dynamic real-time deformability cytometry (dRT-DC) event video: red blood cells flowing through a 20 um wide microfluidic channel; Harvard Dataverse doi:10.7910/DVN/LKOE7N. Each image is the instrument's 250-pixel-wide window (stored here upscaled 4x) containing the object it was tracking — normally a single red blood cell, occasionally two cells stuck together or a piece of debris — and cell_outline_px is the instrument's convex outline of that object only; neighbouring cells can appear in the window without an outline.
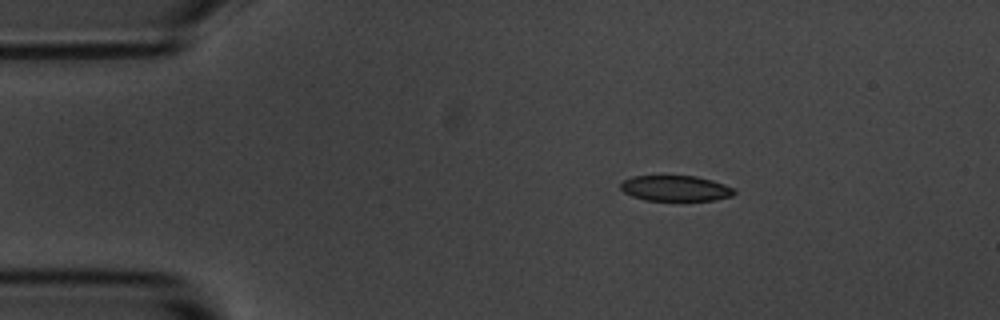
{"species": "common noctule bat (a hibernating species)", "species_latin": "Nyctalus noctula", "temperature_condition": "room temperature", "stored_images_in_passage": 5, "camera_frame_rate_fps": 3000, "um_per_image_px": 0.085, "animal": {"sex": "male", "body_mass_g": 20.1, "forearm_length_mm": 53.5}, "frame": {"image": 1, "passage_image": 2, "time_ms": 1.333, "image_size_px": [1000, 320], "cell_outline_px": [[736, 192], [732, 196], [716, 200], [644, 200], [632, 196], [624, 192], [620, 188], [620, 184], [624, 180], [632, 176], [696, 176], [712, 180], [724, 184], [732, 188]], "centroid_in_image_um": [57.41, 16.0], "position_along_channel_um": 27.6, "area_um2": 16.88}}
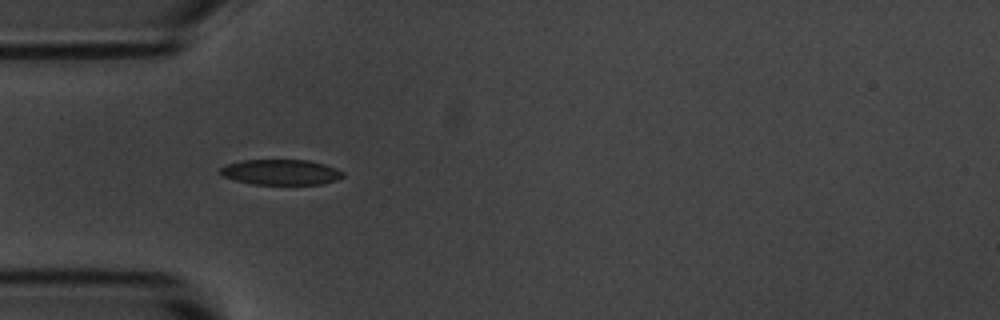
{"frame": {"image": 2, "passage_image": 4, "time_ms": 3.667, "image_size_px": [1000, 320], "cell_outline_px": [[344, 176], [336, 180], [320, 184], [252, 184], [236, 180], [224, 176], [220, 172], [220, 168], [228, 164], [244, 160], [308, 160], [324, 164], [336, 168], [344, 172]], "centroid_in_image_um": [23.91, 14.63], "position_along_channel_um": 61.1, "area_um2": 17.98}}